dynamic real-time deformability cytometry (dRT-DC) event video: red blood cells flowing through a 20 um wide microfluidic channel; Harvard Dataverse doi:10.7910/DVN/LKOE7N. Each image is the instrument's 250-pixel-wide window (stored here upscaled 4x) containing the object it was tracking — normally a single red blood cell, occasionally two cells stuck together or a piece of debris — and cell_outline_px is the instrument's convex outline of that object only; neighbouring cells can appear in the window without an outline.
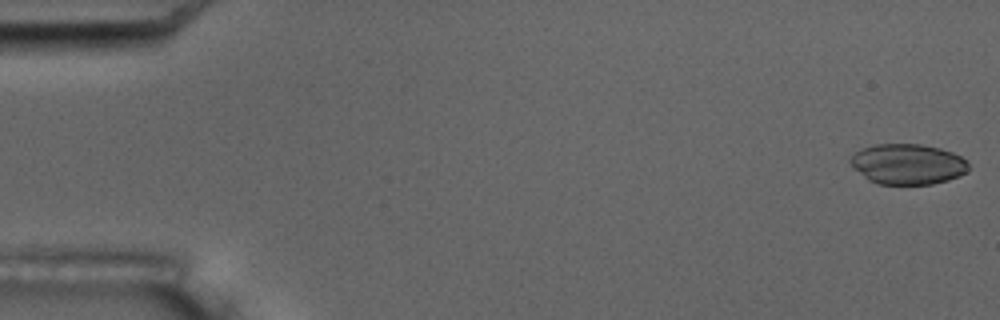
{"species": "common noctule bat (a hibernating species)", "species_latin": "Nyctalus noctula", "temperature_condition": "room temperature", "stored_images_in_passage": 5, "camera_frame_rate_fps": 3000, "um_per_image_px": 0.085, "animal": {"sex": "male", "body_mass_g": 17.5, "forearm_length_mm": 52.3}, "frame": {"image": 1, "passage_image": 1, "time_ms": 0.0, "image_size_px": [1000, 320], "cell_outline_px": [[968, 172], [960, 176], [948, 180], [932, 184], [880, 184], [868, 180], [852, 168], [848, 160], [856, 152], [864, 148], [876, 144], [920, 144], [940, 148], [952, 152], [968, 160]], "centroid_in_image_um": [77.16, 13.95], "position_along_channel_um": 7.8, "area_um2": 28.03}}